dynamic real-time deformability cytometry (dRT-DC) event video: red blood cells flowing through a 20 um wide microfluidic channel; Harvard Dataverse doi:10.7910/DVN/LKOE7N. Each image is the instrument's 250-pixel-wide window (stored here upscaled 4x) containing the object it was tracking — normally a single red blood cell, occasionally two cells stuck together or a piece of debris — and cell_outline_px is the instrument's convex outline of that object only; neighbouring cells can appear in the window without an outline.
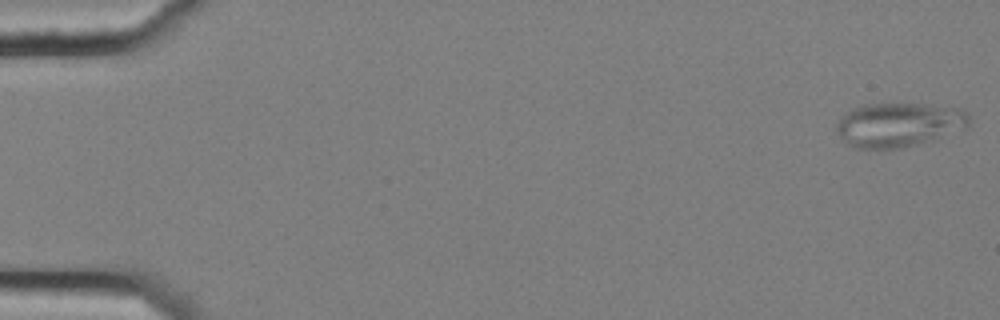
{"species": "common noctule bat (a hibernating species)", "species_latin": "Nyctalus noctula", "temperature_condition": "cold", "stored_images_in_passage": 4, "camera_frame_rate_fps": 3000, "um_per_image_px": 0.085, "animal": {"sex": "female", "body_mass_g": 25.1}, "frame": {"image": 1, "passage_image": 1, "time_ms": 0.0, "image_size_px": [1000, 320], "cell_outline_px": [[968, 128], [900, 148], [884, 152], [880, 152], [852, 148], [836, 132], [836, 124], [840, 116], [852, 108], [864, 104], [924, 104], [964, 108], [968, 112]], "centroid_in_image_um": [76.34, 10.62], "position_along_channel_um": 8.7, "area_um2": 34.8}}